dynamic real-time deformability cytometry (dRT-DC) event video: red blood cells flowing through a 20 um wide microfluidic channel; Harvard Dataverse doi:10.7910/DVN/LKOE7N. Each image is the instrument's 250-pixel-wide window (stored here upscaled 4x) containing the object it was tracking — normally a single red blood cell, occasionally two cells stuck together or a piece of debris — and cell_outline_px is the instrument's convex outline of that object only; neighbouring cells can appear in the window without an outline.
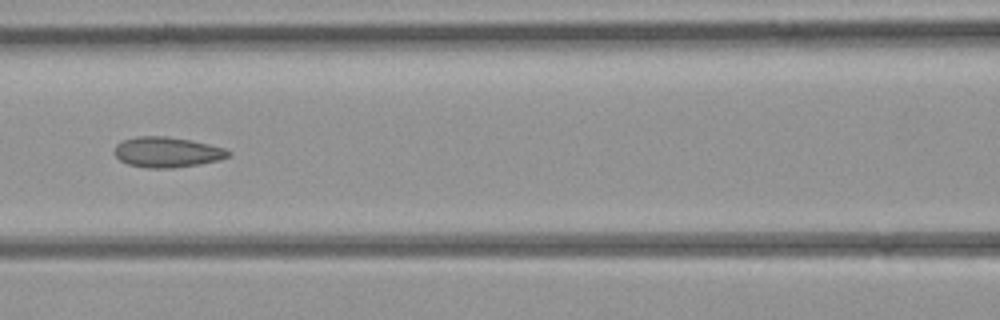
{"species": "common noctule bat (a hibernating species)", "species_latin": "Nyctalus noctula", "temperature_condition": "room temperature", "stored_images_in_passage": 44, "camera_frame_rate_fps": 3000, "um_per_image_px": 0.085, "animal": {"sex": "female", "body_mass_g": 21.9}, "frame": {"image": 1, "passage_image": 19, "time_ms": 6.0, "image_size_px": [1000, 320], "cell_outline_px": [[232, 152], [228, 156], [220, 160], [172, 168], [148, 168], [128, 164], [120, 160], [112, 152], [116, 144], [124, 140], [136, 136], [168, 136], [192, 140], [224, 148]], "centroid_in_image_um": [14.17, 12.92], "position_along_channel_um": 152.4, "area_um2": 20.17}}
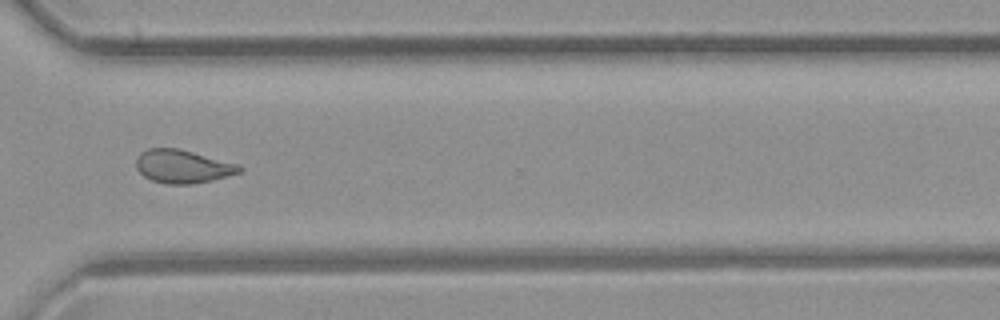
{"frame": {"image": 2, "passage_image": 32, "time_ms": 10.333, "image_size_px": [1000, 320], "cell_outline_px": [[244, 168], [240, 172], [212, 180], [192, 184], [168, 184], [152, 180], [144, 176], [136, 168], [136, 160], [140, 152], [148, 148], [176, 148], [240, 164]], "centroid_in_image_um": [15.53, 14.14], "position_along_channel_um": 355.1, "area_um2": 19.94}}